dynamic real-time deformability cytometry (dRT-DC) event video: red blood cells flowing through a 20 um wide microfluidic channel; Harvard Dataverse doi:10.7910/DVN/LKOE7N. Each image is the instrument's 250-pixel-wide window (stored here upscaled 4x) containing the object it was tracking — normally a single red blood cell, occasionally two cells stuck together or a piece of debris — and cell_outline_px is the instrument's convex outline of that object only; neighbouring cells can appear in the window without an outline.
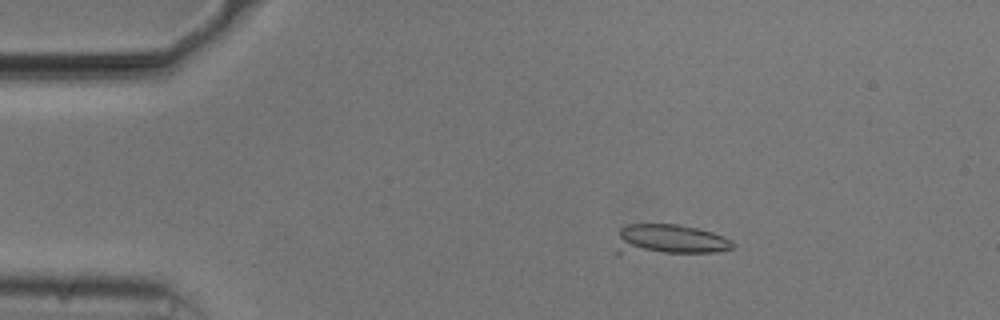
{"species": "common noctule bat (a hibernating species)", "species_latin": "Nyctalus noctula", "temperature_condition": "cold", "stored_images_in_passage": 55, "camera_frame_rate_fps": 3000, "um_per_image_px": 0.085, "animal": {"sex": "male", "body_mass_g": 20.5, "forearm_length_mm": 52.5}, "frame": {"image": 1, "passage_image": 10, "time_ms": 3.0, "image_size_px": [1000, 320], "cell_outline_px": [[736, 244], [732, 248], [716, 252], [616, 256], [612, 252], [620, 228], [628, 224], [676, 224], [696, 228], [712, 232], [724, 236], [732, 240]], "centroid_in_image_um": [56.75, 20.43], "position_along_channel_um": 28.3, "area_um2": 21.96}}
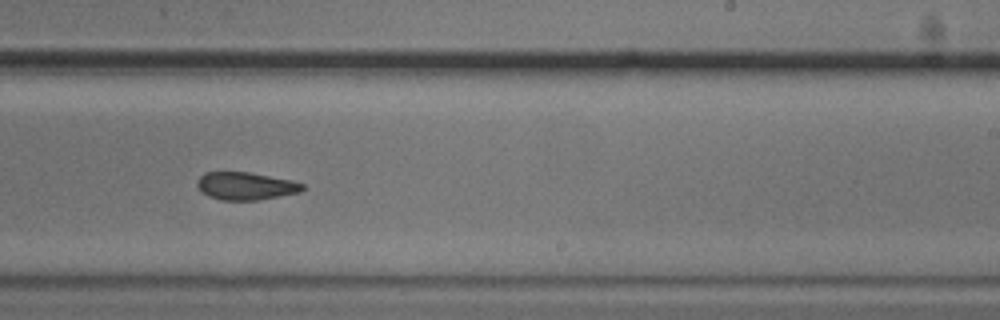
{"frame": {"image": 2, "passage_image": 34, "time_ms": 11.0, "image_size_px": [1000, 320], "cell_outline_px": [[308, 188], [300, 192], [260, 200], [220, 200], [208, 196], [200, 192], [196, 184], [200, 176], [204, 172], [248, 172], [292, 180], [304, 184]], "centroid_in_image_um": [20.89, 15.81], "position_along_channel_um": 268.1, "area_um2": 17.22}}
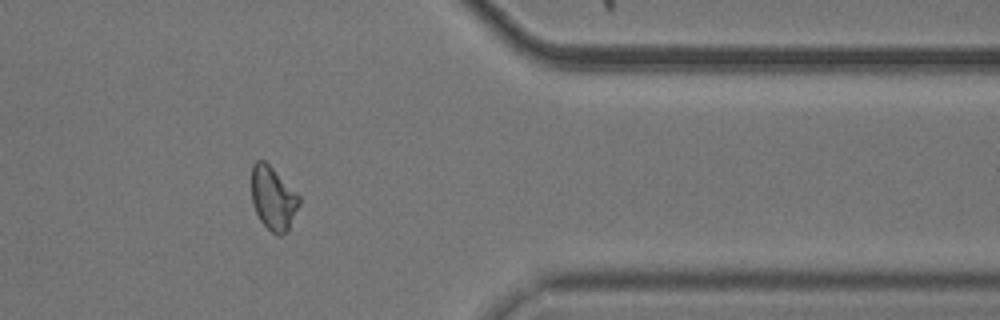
{"frame": {"image": 3, "passage_image": 45, "time_ms": 14.667, "image_size_px": [1000, 320], "cell_outline_px": [[300, 204], [288, 232], [280, 236], [276, 236], [260, 220], [256, 212], [252, 200], [252, 164], [256, 160], [264, 160], [300, 196]], "centroid_in_image_um": [23.23, 16.88], "position_along_channel_um": 388.2, "area_um2": 17.57}, "authors_computed_cell_mechanics": {"area_um2": 17.8024, "velocity_mm_per_s": 3.72, "shape_relaxation_time_tau1_ms": null, "shape_relaxation_time_tau2_ms": 6.0264, "deformation_change_tau1": null, "deformation_change_tau2": 0.0679}}